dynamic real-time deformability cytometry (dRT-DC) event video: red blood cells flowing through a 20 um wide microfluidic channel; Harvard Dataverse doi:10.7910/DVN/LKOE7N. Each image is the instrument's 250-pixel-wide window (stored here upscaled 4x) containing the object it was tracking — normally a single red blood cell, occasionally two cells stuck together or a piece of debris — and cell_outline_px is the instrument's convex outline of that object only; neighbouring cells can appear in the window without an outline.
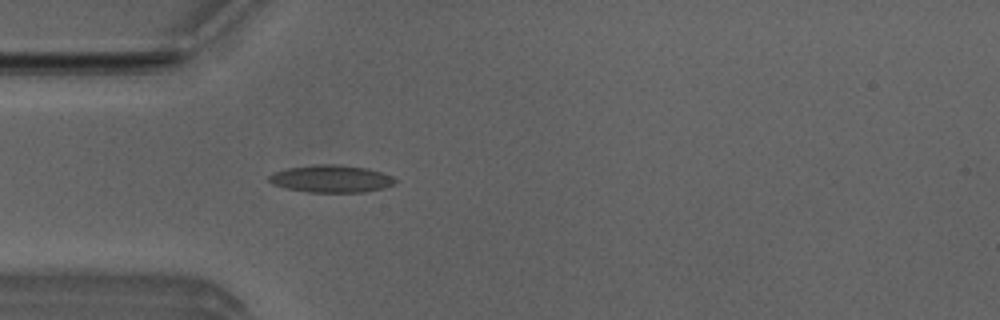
{"species": "Egyptian fruit bat (a non-hibernating species)", "species_latin": "Rousettus aegyptiacus", "temperature_condition": "room temperature", "stored_images_in_passage": 33, "camera_frame_rate_fps": 3000, "um_per_image_px": 0.085, "animal": {"sex": "male"}, "frame": {"image": 1, "passage_image": 1, "time_ms": 0.0, "image_size_px": [1000, 320], "cell_outline_px": [[396, 184], [384, 188], [364, 192], [308, 192], [288, 188], [272, 184], [268, 180], [268, 176], [276, 172], [288, 168], [316, 164], [336, 164], [364, 168], [380, 172], [392, 176], [396, 180]], "centroid_in_image_um": [28.17, 15.2], "position_along_channel_um": 56.8, "area_um2": 19.94}}
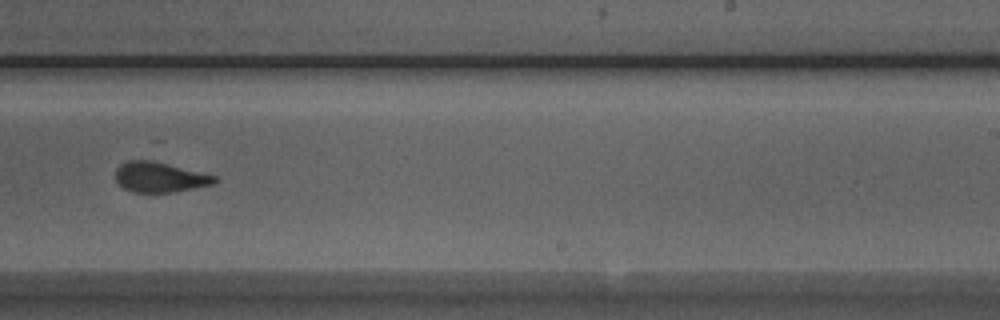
{"frame": {"image": 2, "passage_image": 18, "time_ms": 5.667, "image_size_px": [1000, 320], "cell_outline_px": [[216, 180], [212, 184], [176, 192], [132, 192], [124, 188], [116, 180], [116, 168], [120, 164], [128, 160], [152, 160], [216, 176]], "centroid_in_image_um": [13.54, 15.06], "position_along_channel_um": 275.5, "area_um2": 17.22}}
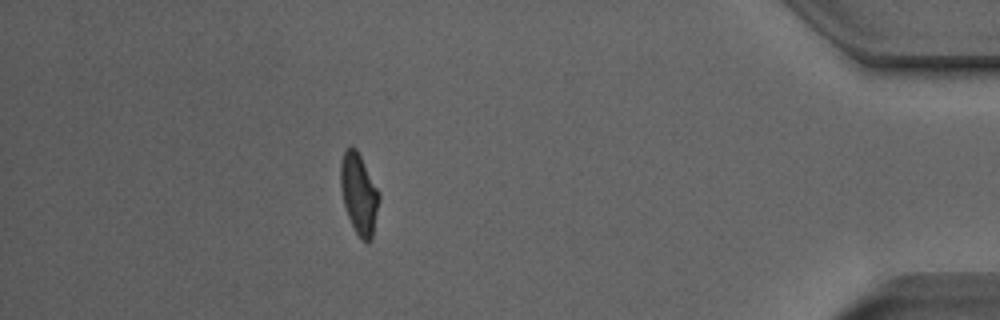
{"frame": {"image": 3, "passage_image": 32, "time_ms": 10.333, "image_size_px": [1000, 320], "cell_outline_px": [[380, 200], [372, 240], [368, 244], [356, 232], [348, 216], [344, 204], [340, 184], [340, 164], [344, 152], [348, 148], [356, 148], [380, 192]], "centroid_in_image_um": [30.53, 16.49], "position_along_channel_um": 404.7, "area_um2": 18.03}}